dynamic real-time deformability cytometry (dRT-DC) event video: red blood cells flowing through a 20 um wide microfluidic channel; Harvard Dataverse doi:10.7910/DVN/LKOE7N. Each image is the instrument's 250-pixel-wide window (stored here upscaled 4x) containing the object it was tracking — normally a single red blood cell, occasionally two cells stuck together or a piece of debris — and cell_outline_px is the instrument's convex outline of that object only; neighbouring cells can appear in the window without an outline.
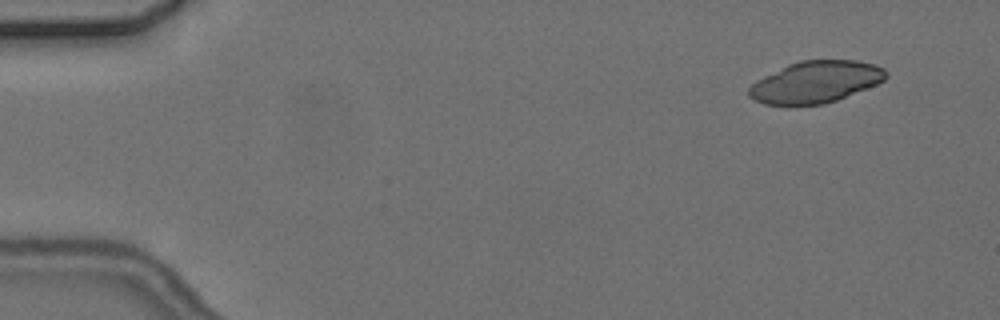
{"species": "common noctule bat (a hibernating species)", "species_latin": "Nyctalus noctula", "temperature_condition": "cold", "stored_images_in_passage": 6, "camera_frame_rate_fps": 3000, "um_per_image_px": 0.085, "animal": {"sex": "female", "body_mass_g": 24.6, "forearm_length_mm": 56.2}, "frame": {"image": 1, "passage_image": 2, "time_ms": 1.333, "image_size_px": [1000, 320], "cell_outline_px": [[888, 76], [884, 80], [876, 84], [836, 100], [824, 104], [764, 104], [748, 96], [748, 88], [756, 80], [788, 64], [800, 60], [856, 60], [872, 64], [884, 68], [888, 72]], "centroid_in_image_um": [69.33, 6.95], "position_along_channel_um": 15.7, "area_um2": 33.0}}